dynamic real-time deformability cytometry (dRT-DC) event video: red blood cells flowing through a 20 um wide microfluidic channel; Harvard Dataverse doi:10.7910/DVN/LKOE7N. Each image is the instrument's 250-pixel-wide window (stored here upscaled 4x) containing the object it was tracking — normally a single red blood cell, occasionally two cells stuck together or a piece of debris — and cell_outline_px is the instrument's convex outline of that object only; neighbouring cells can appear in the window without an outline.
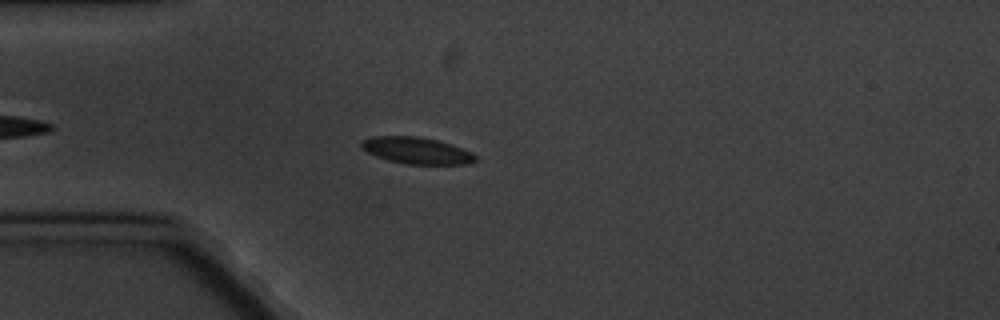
{"species": "common noctule bat (a hibernating species)", "species_latin": "Nyctalus noctula", "temperature_condition": "cold", "stored_images_in_passage": 2, "camera_frame_rate_fps": 3000, "um_per_image_px": 0.085, "animal": {"sex": "male", "body_mass_g": 20.1, "forearm_length_mm": 53.5}, "frame": {"image": 1, "passage_image": 2, "time_ms": 1.333, "image_size_px": [1000, 320], "cell_outline_px": [[476, 160], [468, 164], [404, 164], [388, 160], [376, 156], [360, 148], [360, 144], [364, 140], [372, 136], [416, 136], [436, 140], [452, 144], [472, 152], [476, 156]], "centroid_in_image_um": [35.41, 12.8], "position_along_channel_um": 49.6, "area_um2": 17.69}}